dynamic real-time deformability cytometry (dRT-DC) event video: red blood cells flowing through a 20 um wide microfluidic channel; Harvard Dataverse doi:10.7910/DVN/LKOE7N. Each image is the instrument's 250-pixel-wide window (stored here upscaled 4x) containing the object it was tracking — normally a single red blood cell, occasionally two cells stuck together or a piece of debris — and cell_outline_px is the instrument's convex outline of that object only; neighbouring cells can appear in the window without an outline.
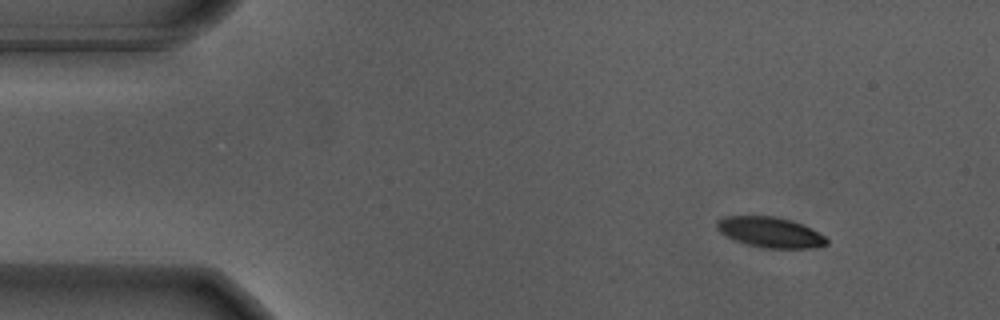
{"species": "Egyptian fruit bat (a non-hibernating species)", "species_latin": "Rousettus aegyptiacus", "temperature_condition": "warm", "stored_images_in_passage": 50, "camera_frame_rate_fps": 3000, "um_per_image_px": 0.085, "animal": {"sex": "male"}, "frame": {"image": 1, "passage_image": 1, "time_ms": 0.0, "image_size_px": [1000, 320], "cell_outline_px": [[828, 244], [812, 248], [764, 248], [748, 244], [724, 236], [716, 228], [716, 220], [724, 216], [772, 216], [788, 220], [800, 224], [824, 236], [828, 240]], "centroid_in_image_um": [65.4, 19.74], "position_along_channel_um": 19.6, "area_um2": 19.19}}
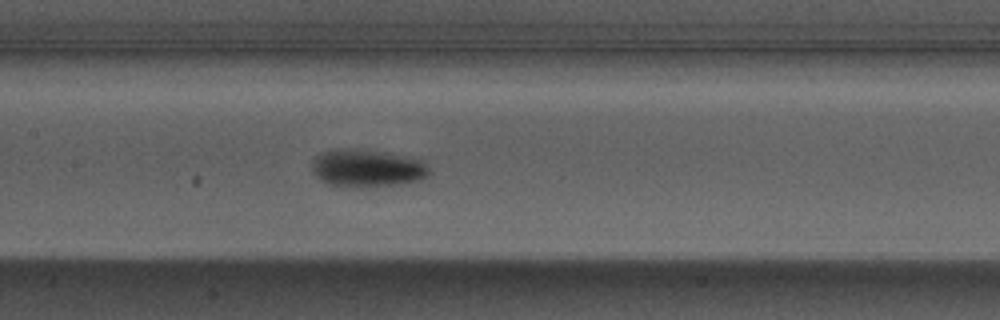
{"frame": {"image": 2, "passage_image": 21, "time_ms": 6.667, "image_size_px": [1000, 320], "cell_outline_px": [[428, 172], [420, 180], [396, 184], [352, 188], [328, 184], [320, 180], [312, 172], [312, 160], [320, 152], [336, 148], [356, 148], [420, 160], [428, 168]], "centroid_in_image_um": [31.07, 14.3], "position_along_channel_um": 176.3, "area_um2": 25.37}}
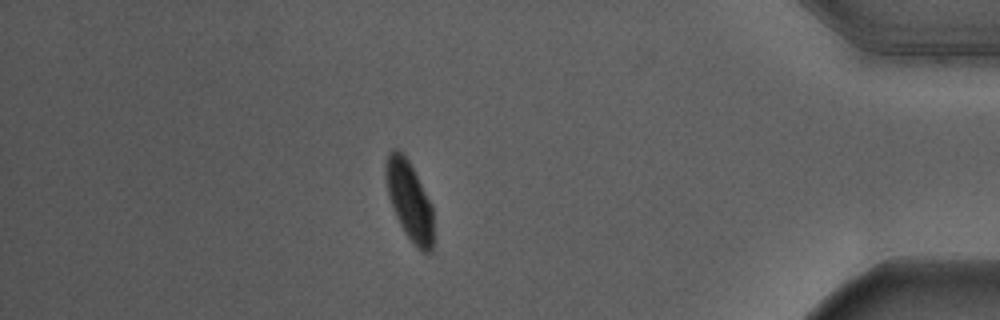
{"frame": {"image": 3, "passage_image": 43, "time_ms": 14.0, "image_size_px": [1000, 320], "cell_outline_px": [[432, 252], [428, 256], [416, 248], [404, 232], [396, 216], [388, 192], [384, 172], [384, 168], [388, 152], [392, 148], [396, 148], [408, 160], [432, 204]], "centroid_in_image_um": [34.8, 17.08], "position_along_channel_um": 400.4, "area_um2": 21.85}, "authors_computed_cell_mechanics": {"area_um2": 22.3686, "velocity_mm_per_s": 3.6691, "shape_relaxation_time_tau1_ms": 2.8783, "shape_relaxation_time_tau2_ms": null, "deformation_change_tau1": 0.1622, "deformation_change_tau2": null}}